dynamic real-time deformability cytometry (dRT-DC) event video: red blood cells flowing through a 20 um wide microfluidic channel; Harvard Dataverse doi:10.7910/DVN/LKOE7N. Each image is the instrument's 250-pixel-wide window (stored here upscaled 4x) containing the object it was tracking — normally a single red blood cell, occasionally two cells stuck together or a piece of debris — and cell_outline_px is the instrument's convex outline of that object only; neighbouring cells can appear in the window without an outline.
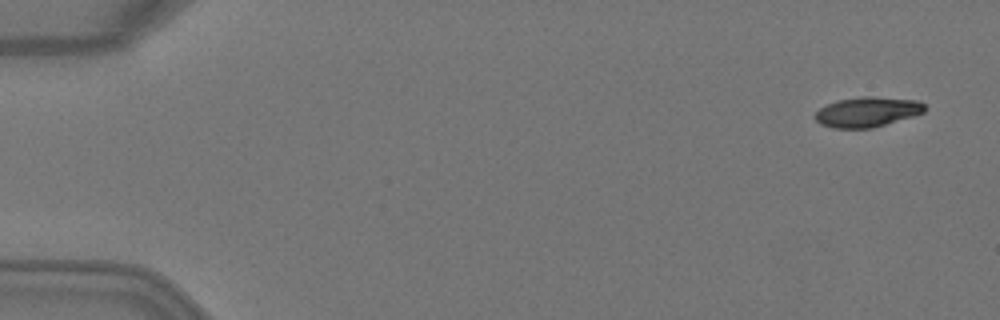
{"species": "Egyptian fruit bat (a non-hibernating species)", "species_latin": "Rousettus aegyptiacus", "temperature_condition": "warm", "stored_images_in_passage": 4, "camera_frame_rate_fps": 3000, "um_per_image_px": 0.085, "animal": {"sex": "female"}, "frame": {"image": 1, "passage_image": 1, "time_ms": 0.0, "image_size_px": [1000, 320], "cell_outline_px": [[928, 108], [924, 112], [912, 116], [872, 128], [832, 128], [820, 124], [812, 116], [820, 108], [836, 100], [860, 96], [872, 96], [916, 100], [924, 104]], "centroid_in_image_um": [73.69, 9.51], "position_along_channel_um": 11.3, "area_um2": 19.25}}
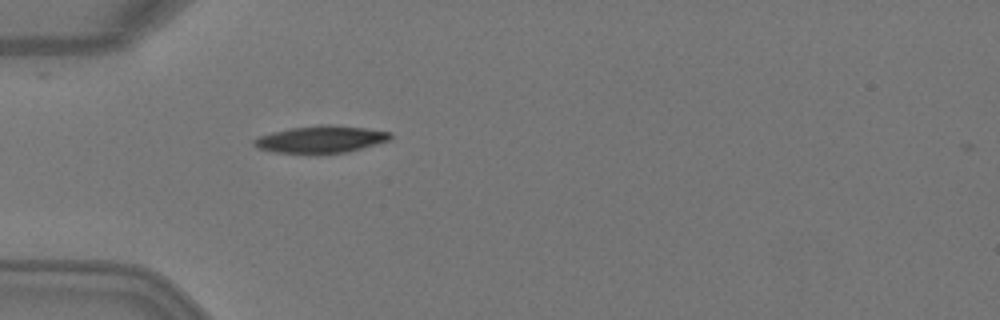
{"frame": {"image": 2, "passage_image": 4, "time_ms": 1.0, "image_size_px": [1000, 320], "cell_outline_px": [[392, 140], [348, 152], [316, 156], [272, 152], [256, 148], [252, 144], [252, 140], [260, 136], [272, 132], [292, 128], [320, 124], [332, 124], [364, 128], [392, 132]], "centroid_in_image_um": [27.26, 11.88], "position_along_channel_um": 57.7, "area_um2": 22.48}}